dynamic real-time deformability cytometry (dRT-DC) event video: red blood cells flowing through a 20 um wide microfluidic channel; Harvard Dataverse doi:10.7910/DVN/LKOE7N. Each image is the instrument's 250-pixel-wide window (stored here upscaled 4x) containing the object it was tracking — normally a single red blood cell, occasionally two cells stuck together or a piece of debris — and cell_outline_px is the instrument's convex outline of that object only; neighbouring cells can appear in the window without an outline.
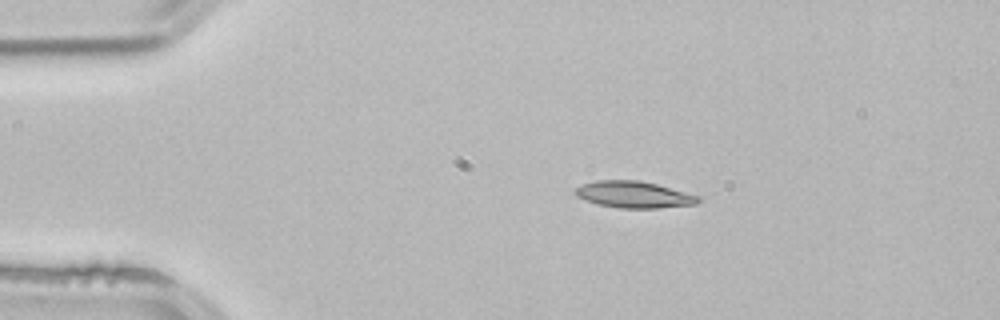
{"species": "common noctule bat (a hibernating species)", "species_latin": "Nyctalus noctula", "temperature_condition": "room temperature", "stored_images_in_passage": 2, "camera_frame_rate_fps": 3000, "um_per_image_px": 0.085, "animal": {"sex": "male", "body_mass_g": 21.5, "forearm_length_mm": 52.0}, "frame": {"image": 1, "passage_image": 1, "time_ms": 0.0, "image_size_px": [1000, 320], "cell_outline_px": [[700, 200], [696, 204], [660, 208], [620, 208], [600, 204], [584, 200], [576, 196], [572, 192], [576, 188], [584, 184], [596, 180], [636, 180], [656, 184], [700, 196]], "centroid_in_image_um": [53.86, 16.54], "position_along_channel_um": 31.1, "area_um2": 18.96}}